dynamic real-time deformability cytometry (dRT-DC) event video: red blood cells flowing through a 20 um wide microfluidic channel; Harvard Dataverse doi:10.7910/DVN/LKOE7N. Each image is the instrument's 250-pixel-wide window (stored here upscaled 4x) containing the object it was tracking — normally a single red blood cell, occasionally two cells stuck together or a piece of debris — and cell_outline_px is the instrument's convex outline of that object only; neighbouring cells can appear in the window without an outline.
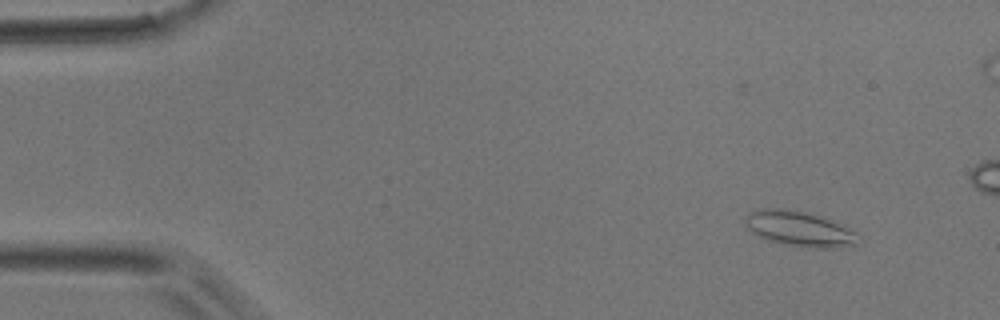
{"species": "common noctule bat (a hibernating species)", "species_latin": "Nyctalus noctula", "temperature_condition": "room temperature", "stored_images_in_passage": 48, "camera_frame_rate_fps": 3000, "um_per_image_px": 0.085, "animal": {"sex": "male", "body_mass_g": 17.9}, "frame": {"image": 1, "passage_image": 4, "time_ms": 1.0, "image_size_px": [1000, 320], "cell_outline_px": [[856, 244], [832, 248], [816, 248], [788, 244], [772, 240], [760, 236], [752, 232], [748, 228], [744, 220], [744, 216], [760, 208], [788, 208], [808, 212], [848, 228], [856, 232]], "centroid_in_image_um": [67.9, 19.42], "position_along_channel_um": 17.1, "area_um2": 22.54}}
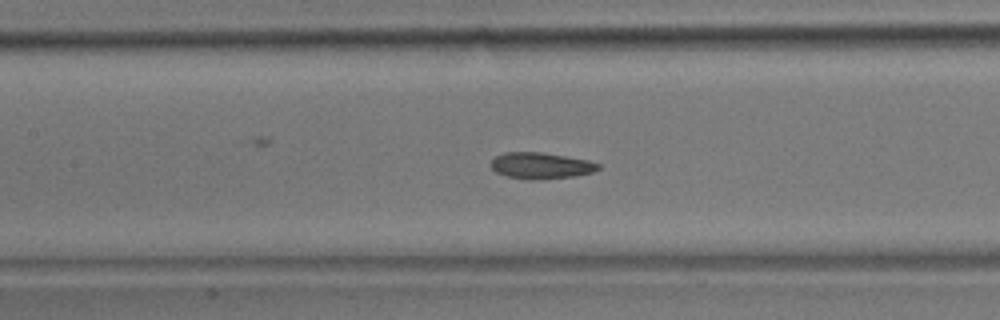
{"frame": {"image": 2, "passage_image": 21, "time_ms": 6.667, "image_size_px": [1000, 320], "cell_outline_px": [[600, 168], [592, 172], [576, 176], [540, 180], [528, 180], [508, 176], [496, 172], [492, 168], [492, 160], [496, 156], [504, 152], [540, 152], [588, 160], [600, 164]], "centroid_in_image_um": [45.99, 14.09], "position_along_channel_um": 161.4, "area_um2": 16.42}}
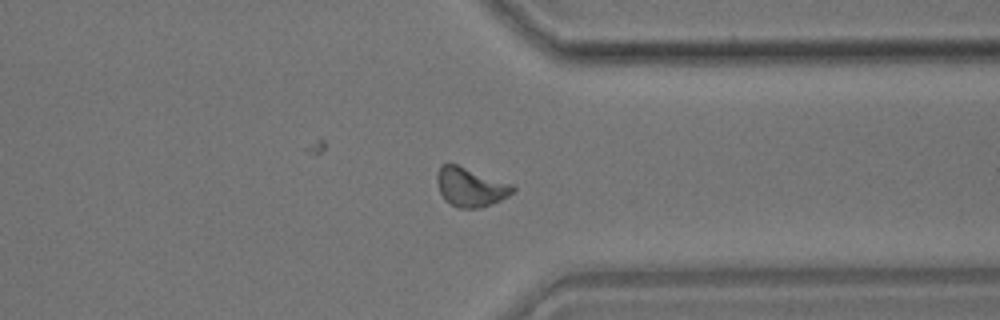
{"frame": {"image": 3, "passage_image": 36, "time_ms": 11.667, "image_size_px": [1000, 320], "cell_outline_px": [[516, 188], [508, 196], [500, 200], [480, 208], [456, 208], [440, 192], [436, 180], [436, 176], [440, 164], [456, 164], [512, 184]], "centroid_in_image_um": [39.98, 15.89], "position_along_channel_um": 371.4, "area_um2": 16.94}}